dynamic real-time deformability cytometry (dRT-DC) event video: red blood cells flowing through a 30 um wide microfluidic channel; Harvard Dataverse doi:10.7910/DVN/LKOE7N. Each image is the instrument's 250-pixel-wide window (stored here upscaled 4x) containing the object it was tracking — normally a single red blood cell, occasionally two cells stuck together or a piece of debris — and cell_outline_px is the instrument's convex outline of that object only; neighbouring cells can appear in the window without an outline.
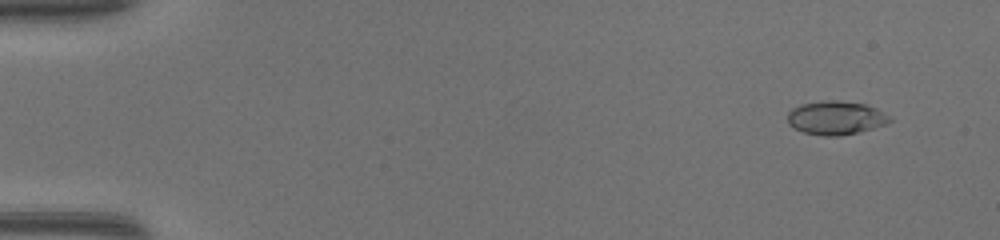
{"species": "common noctule bat (a hibernating species)", "species_latin": "Nyctalus noctula", "temperature_condition": "warm", "stored_images_in_passage": 49, "camera_frame_rate_fps": 3000, "um_per_image_px": 0.085, "animal": {"sex": "female", "body_mass_g": 17.0, "forearm_length_mm": 48.0}, "frame": {"image": 1, "passage_image": 4, "time_ms": 1.0, "image_size_px": [1000, 240], "cell_outline_px": [[892, 120], [888, 124], [840, 136], [824, 136], [804, 132], [792, 128], [788, 124], [788, 112], [792, 108], [800, 104], [820, 100], [836, 100], [864, 104], [876, 108], [892, 116]], "centroid_in_image_um": [71.04, 10.01], "position_along_channel_um": 14.0, "area_um2": 20.23}}
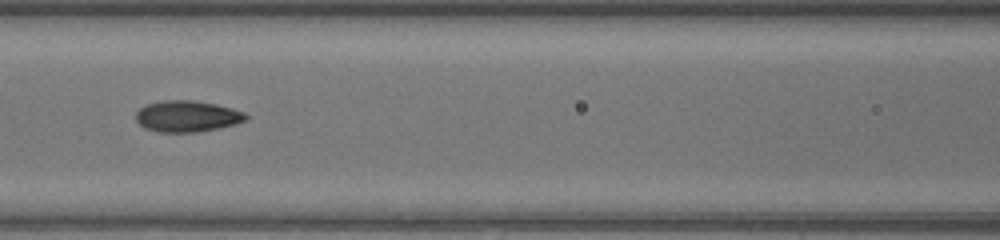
{"frame": {"image": 2, "passage_image": 23, "time_ms": 7.333, "image_size_px": [1000, 240], "cell_outline_px": [[248, 120], [236, 124], [196, 132], [160, 132], [144, 128], [136, 120], [136, 112], [144, 104], [164, 100], [192, 100], [216, 104], [232, 108], [244, 112], [248, 116]], "centroid_in_image_um": [15.9, 9.87], "position_along_channel_um": 150.7, "area_um2": 20.11}}
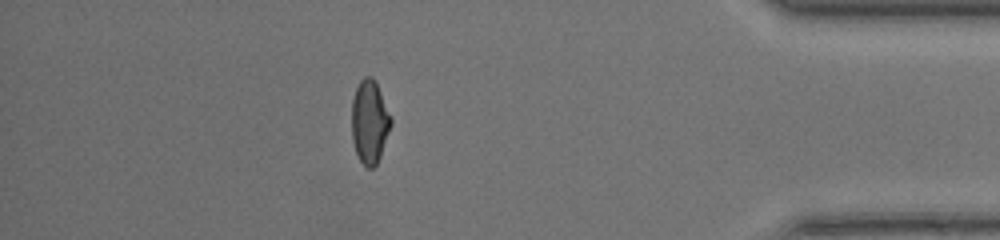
{"frame": {"image": 3, "passage_image": 43, "time_ms": 14.0, "image_size_px": [1000, 240], "cell_outline_px": [[392, 124], [380, 156], [376, 164], [372, 168], [368, 168], [360, 160], [356, 152], [352, 140], [352, 100], [356, 88], [360, 80], [364, 76], [372, 76], [376, 80], [392, 116]], "centroid_in_image_um": [31.43, 10.3], "position_along_channel_um": 403.8, "area_um2": 19.25}, "authors_computed_cell_mechanics": {"area_um2": 19.363, "velocity_mm_per_s": 4.3833, "shape_relaxation_time_tau1_ms": null, "shape_relaxation_time_tau2_ms": 0.9731, "deformation_change_tau1": null, "deformation_change_tau2": 0.0663}}